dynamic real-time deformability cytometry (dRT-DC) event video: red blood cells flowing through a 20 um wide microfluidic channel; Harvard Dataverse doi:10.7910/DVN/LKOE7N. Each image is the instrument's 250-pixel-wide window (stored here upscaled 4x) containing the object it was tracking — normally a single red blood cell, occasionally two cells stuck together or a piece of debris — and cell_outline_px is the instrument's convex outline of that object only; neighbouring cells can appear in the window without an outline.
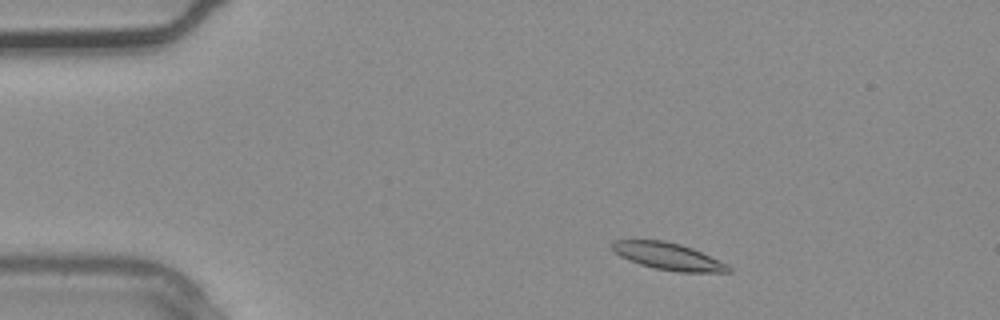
{"species": "common noctule bat (a hibernating species)", "species_latin": "Nyctalus noctula", "temperature_condition": "warm", "stored_images_in_passage": 2, "camera_frame_rate_fps": 3000, "um_per_image_px": 0.085, "animal": {"sex": "male", "body_mass_g": 20.4}, "frame": {"image": 1, "passage_image": 1, "time_ms": 0.0, "image_size_px": [1000, 320], "cell_outline_px": [[732, 272], [680, 272], [656, 268], [640, 264], [628, 260], [620, 256], [612, 248], [612, 240], [664, 240], [680, 244], [692, 248], [728, 264], [732, 268]], "centroid_in_image_um": [56.82, 21.78], "position_along_channel_um": 28.2, "area_um2": 18.21}}